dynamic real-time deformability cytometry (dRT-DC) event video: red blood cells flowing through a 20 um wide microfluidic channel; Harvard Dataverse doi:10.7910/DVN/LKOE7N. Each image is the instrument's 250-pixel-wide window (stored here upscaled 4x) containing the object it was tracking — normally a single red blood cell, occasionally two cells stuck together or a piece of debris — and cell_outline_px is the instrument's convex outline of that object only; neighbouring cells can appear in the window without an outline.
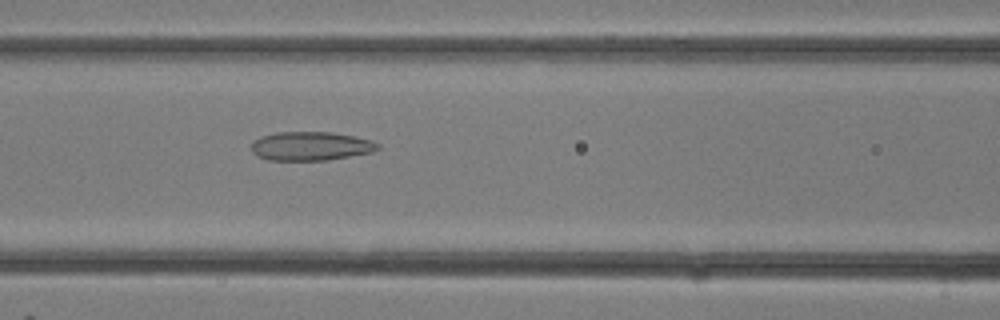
{"species": "common noctule bat (a hibernating species)", "species_latin": "Nyctalus noctula", "temperature_condition": "room temperature", "stored_images_in_passage": 13, "camera_frame_rate_fps": 3000, "um_per_image_px": 0.085, "animal": {"sex": "female"}, "frame": {"image": 1, "passage_image": 13, "time_ms": 4.0, "image_size_px": [1000, 320], "cell_outline_px": [[380, 148], [372, 152], [328, 160], [268, 160], [256, 156], [252, 152], [252, 140], [260, 136], [276, 132], [332, 132], [356, 136], [372, 140], [380, 144]], "centroid_in_image_um": [26.41, 12.41], "position_along_channel_um": 140.2, "area_um2": 21.5}}